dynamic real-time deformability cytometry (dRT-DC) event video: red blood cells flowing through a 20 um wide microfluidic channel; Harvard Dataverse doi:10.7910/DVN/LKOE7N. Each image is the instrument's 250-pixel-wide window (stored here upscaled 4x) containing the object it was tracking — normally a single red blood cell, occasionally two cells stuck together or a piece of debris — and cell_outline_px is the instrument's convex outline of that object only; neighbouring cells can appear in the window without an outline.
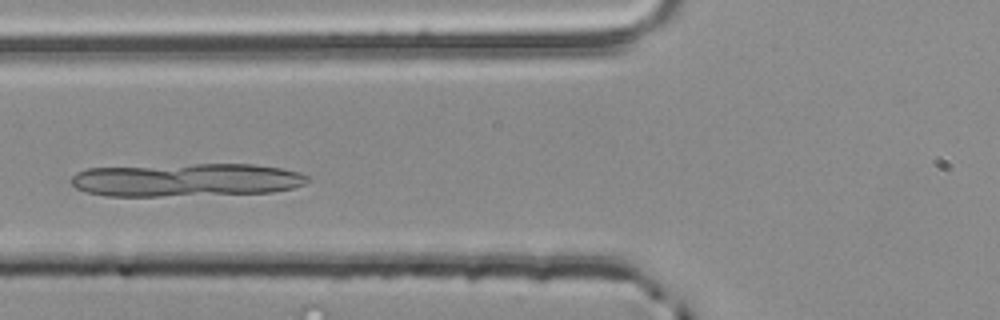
{"species": "common noctule bat (a hibernating species)", "species_latin": "Nyctalus noctula", "temperature_condition": "room temperature", "stored_images_in_passage": 48, "camera_frame_rate_fps": 3000, "um_per_image_px": 0.085, "animal": {"sex": "male", "body_mass_g": 20.4}, "frame": {"image": 1, "passage_image": 14, "time_ms": 4.333, "image_size_px": [1000, 320], "cell_outline_px": [[312, 180], [304, 184], [292, 188], [272, 192], [160, 196], [108, 196], [88, 192], [76, 188], [68, 180], [76, 172], [88, 168], [192, 164], [256, 164], [280, 168], [300, 172], [308, 176]], "centroid_in_image_um": [15.84, 15.29], "position_along_channel_um": 110.0, "area_um2": 45.84}}
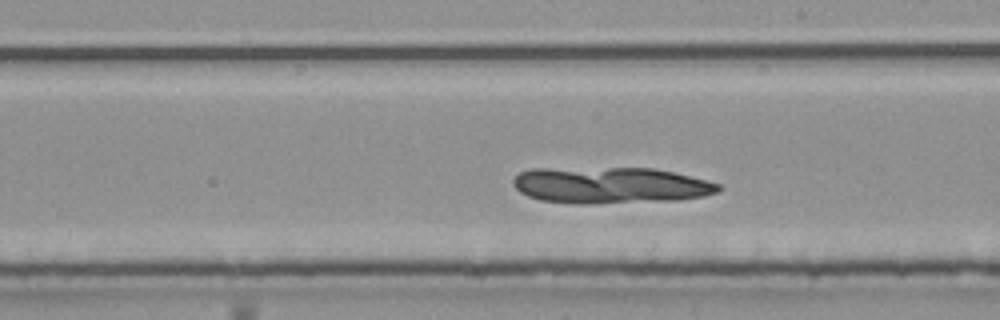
{"frame": {"image": 2, "passage_image": 24, "time_ms": 7.667, "image_size_px": [1000, 320], "cell_outline_px": [[720, 188], [716, 192], [704, 196], [680, 200], [592, 204], [572, 204], [540, 200], [528, 196], [520, 192], [512, 184], [512, 180], [520, 172], [532, 168], [652, 168], [672, 172], [720, 184]], "centroid_in_image_um": [51.83, 15.76], "position_along_channel_um": 237.2, "area_um2": 43.64}}
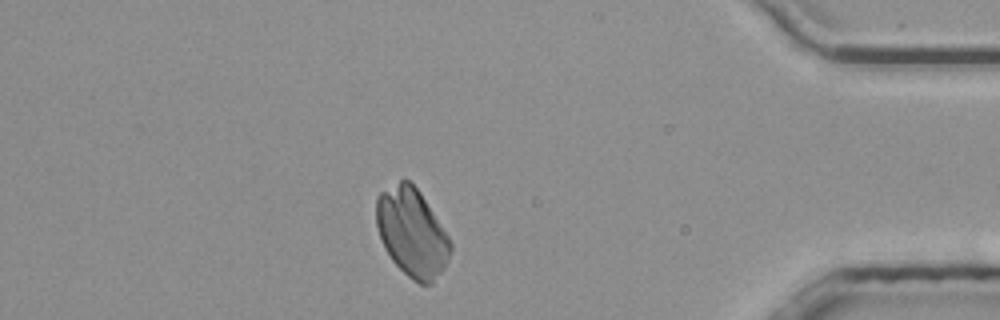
{"frame": {"image": 3, "passage_image": 40, "time_ms": 13.0, "image_size_px": [1000, 320], "cell_outline_px": [[452, 248], [444, 268], [432, 284], [420, 284], [412, 280], [392, 260], [384, 248], [376, 224], [376, 196], [380, 192], [404, 176], [420, 192], [448, 236], [452, 244]], "centroid_in_image_um": [35.0, 19.74], "position_along_channel_um": 400.2, "area_um2": 38.09}}